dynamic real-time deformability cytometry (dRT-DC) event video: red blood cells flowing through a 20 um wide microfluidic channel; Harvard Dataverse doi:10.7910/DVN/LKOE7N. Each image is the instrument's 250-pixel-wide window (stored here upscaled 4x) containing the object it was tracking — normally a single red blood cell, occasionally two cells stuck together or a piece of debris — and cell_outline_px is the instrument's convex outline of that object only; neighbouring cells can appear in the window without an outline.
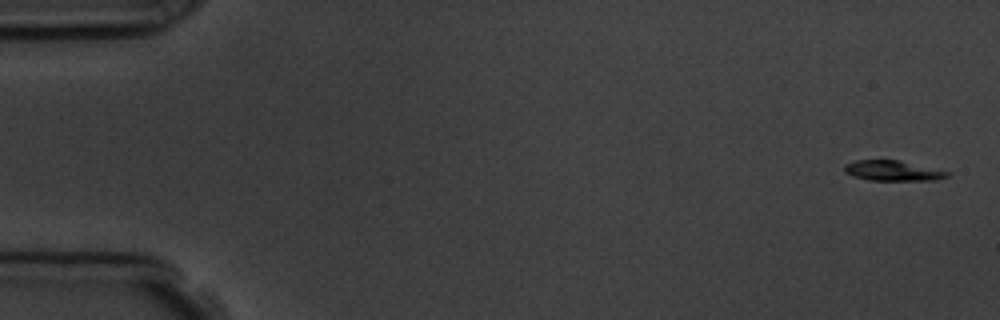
{"species": "common noctule bat (a hibernating species)", "species_latin": "Nyctalus noctula", "temperature_condition": "room temperature", "stored_images_in_passage": 5, "camera_frame_rate_fps": 3000, "um_per_image_px": 0.085, "animal": {"sex": "male", "body_mass_g": 19.5, "forearm_length_mm": 54.6}, "frame": {"image": 1, "passage_image": 1, "time_ms": 0.0, "image_size_px": [1000, 320], "cell_outline_px": [[952, 172], [948, 176], [936, 180], [868, 180], [852, 176], [844, 172], [844, 164], [856, 160], [896, 160]], "centroid_in_image_um": [75.86, 14.51], "position_along_channel_um": 9.1, "area_um2": 12.08}}
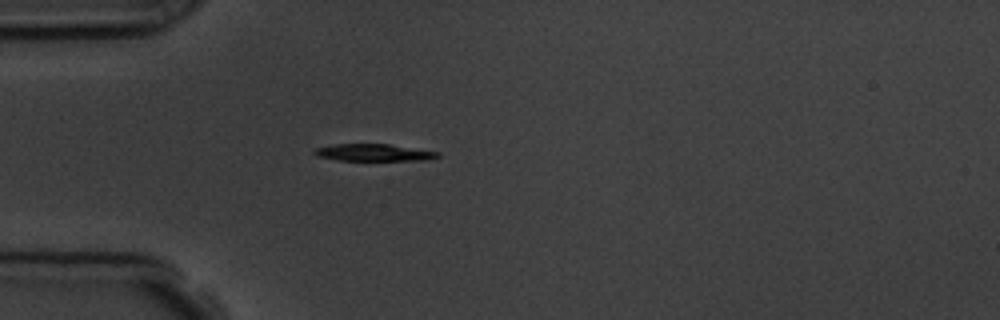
{"frame": {"image": 2, "passage_image": 5, "time_ms": 4.667, "image_size_px": [1000, 320], "cell_outline_px": [[440, 156], [424, 160], [336, 160], [316, 156], [312, 152], [312, 148], [336, 144], [388, 144], [440, 152]], "centroid_in_image_um": [31.7, 12.96], "position_along_channel_um": 53.3, "area_um2": 12.25}}